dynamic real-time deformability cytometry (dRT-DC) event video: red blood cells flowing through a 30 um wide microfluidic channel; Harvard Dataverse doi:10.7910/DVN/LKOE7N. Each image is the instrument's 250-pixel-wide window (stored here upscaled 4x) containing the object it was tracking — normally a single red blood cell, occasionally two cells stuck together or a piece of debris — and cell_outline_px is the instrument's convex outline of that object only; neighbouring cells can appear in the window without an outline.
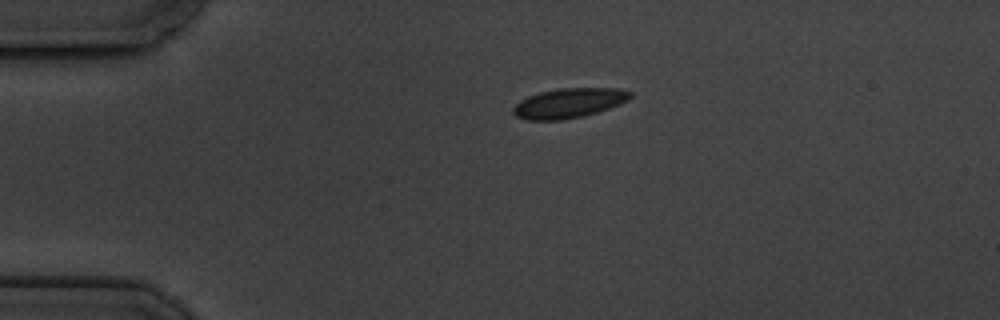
{"species": "common noctule bat (a hibernating species)", "species_latin": "Nyctalus noctula", "temperature_condition": "cold", "stored_images_in_passage": 7, "camera_frame_rate_fps": 3000, "um_per_image_px": 0.085, "animal": {"sex": "male", "body_mass_g": 19.5, "forearm_length_mm": 54.6}, "frame": {"image": 1, "passage_image": 1, "time_ms": 0.0, "image_size_px": [1000, 320], "cell_outline_px": [[632, 96], [628, 100], [620, 104], [584, 116], [564, 120], [528, 120], [516, 116], [512, 112], [512, 108], [520, 100], [528, 96], [540, 92], [560, 88], [620, 88], [632, 92]], "centroid_in_image_um": [48.36, 8.76], "position_along_channel_um": 36.6, "area_um2": 20.35}}
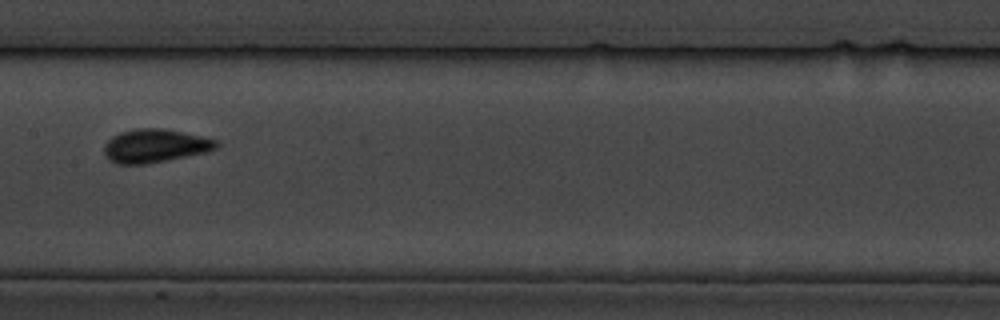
{"frame": {"image": 2, "passage_image": 6, "time_ms": 5.667, "image_size_px": [1000, 320], "cell_outline_px": [[220, 144], [216, 148], [208, 152], [144, 164], [116, 164], [104, 156], [104, 144], [112, 136], [120, 132], [136, 128], [164, 128], [200, 136], [216, 140]], "centroid_in_image_um": [13.14, 12.39], "position_along_channel_um": 194.3, "area_um2": 21.85}}
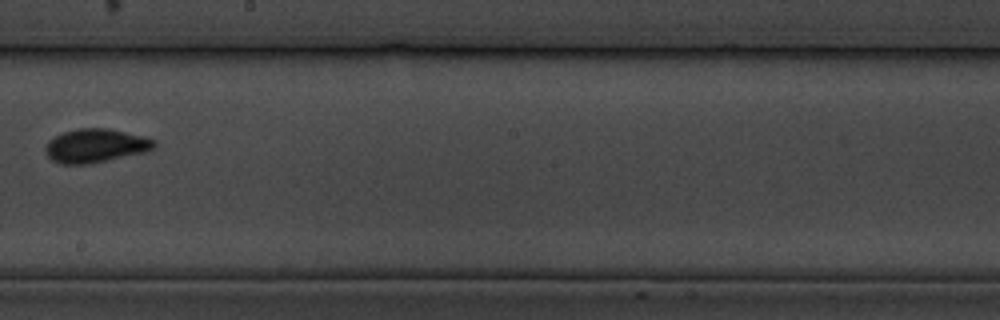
{"frame": {"image": 3, "passage_image": 7, "time_ms": 7.0, "image_size_px": [1000, 320], "cell_outline_px": [[156, 144], [148, 152], [88, 164], [60, 164], [52, 160], [44, 152], [44, 148], [48, 140], [64, 132], [76, 128], [108, 128], [144, 136], [156, 140]], "centroid_in_image_um": [8.12, 12.38], "position_along_channel_um": 240.1, "area_um2": 21.56}}